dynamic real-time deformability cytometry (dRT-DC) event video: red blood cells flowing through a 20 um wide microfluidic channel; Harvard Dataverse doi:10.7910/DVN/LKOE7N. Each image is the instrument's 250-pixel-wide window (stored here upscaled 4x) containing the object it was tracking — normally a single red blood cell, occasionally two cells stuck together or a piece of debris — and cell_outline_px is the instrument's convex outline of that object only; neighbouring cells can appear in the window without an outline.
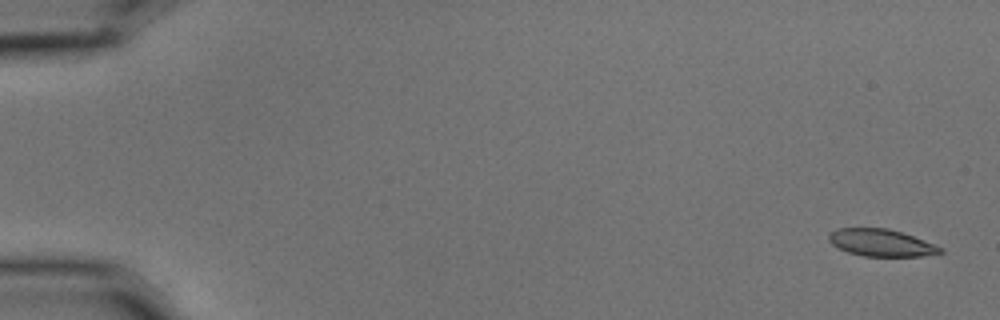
{"species": "common noctule bat (a hibernating species)", "species_latin": "Nyctalus noctula", "temperature_condition": "cold", "stored_images_in_passage": 3, "camera_frame_rate_fps": 3000, "um_per_image_px": 0.085, "animal": {"sex": "male", "body_mass_g": 15.6}, "frame": {"image": 1, "passage_image": 1, "time_ms": 0.0, "image_size_px": [1000, 320], "cell_outline_px": [[944, 252], [924, 256], [864, 256], [848, 252], [832, 244], [828, 240], [828, 236], [836, 228], [888, 228], [912, 236], [944, 248]], "centroid_in_image_um": [74.9, 20.64], "position_along_channel_um": 10.1, "area_um2": 17.46}}